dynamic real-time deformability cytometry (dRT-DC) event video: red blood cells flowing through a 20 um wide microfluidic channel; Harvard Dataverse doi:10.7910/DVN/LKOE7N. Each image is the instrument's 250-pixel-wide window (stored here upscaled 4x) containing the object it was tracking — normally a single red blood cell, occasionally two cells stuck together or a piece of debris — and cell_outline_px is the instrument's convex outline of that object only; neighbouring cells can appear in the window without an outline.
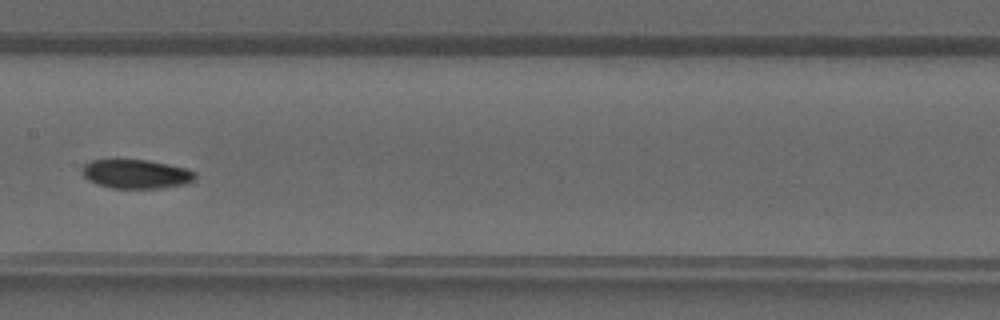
{"species": "common noctule bat (a hibernating species)", "species_latin": "Nyctalus noctula", "temperature_condition": "warm", "stored_images_in_passage": 40, "segment_of_instrument_passage": [1, 2], "camera_frame_rate_fps": 3000, "um_per_image_px": 0.085, "animal": {"sex": "male", "forearm_length_mm": 52.5}, "frame": {"image": 1, "passage_image": 19, "time_ms": 6.0, "image_size_px": [1000, 320], "cell_outline_px": [[196, 180], [188, 184], [160, 188], [112, 188], [96, 184], [88, 180], [84, 176], [80, 168], [84, 164], [92, 160], [116, 156], [148, 160], [188, 168], [196, 172]], "centroid_in_image_um": [11.55, 14.74], "position_along_channel_um": 195.9, "area_um2": 20.17}}
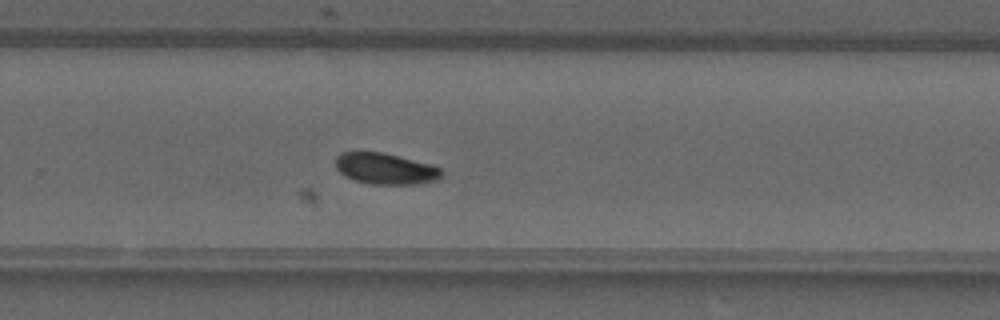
{"frame": {"image": 2, "passage_image": 25, "time_ms": 8.0, "image_size_px": [1000, 320], "cell_outline_px": [[444, 172], [440, 180], [416, 184], [368, 184], [344, 176], [336, 168], [336, 156], [340, 152], [384, 152], [428, 164], [440, 168]], "centroid_in_image_um": [32.76, 14.34], "position_along_channel_um": 297.0, "area_um2": 19.31}}
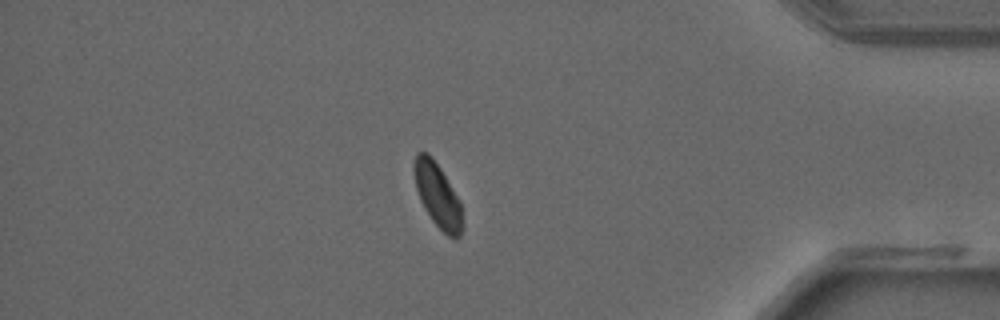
{"frame": {"image": 3, "passage_image": 33, "time_ms": 10.667, "image_size_px": [1000, 320], "cell_outline_px": [[464, 228], [460, 236], [456, 240], [448, 236], [432, 220], [424, 208], [420, 200], [416, 188], [412, 168], [412, 164], [416, 152], [428, 152], [440, 168], [460, 200], [464, 224]], "centroid_in_image_um": [37.2, 16.61], "position_along_channel_um": 398.0, "area_um2": 18.38}}